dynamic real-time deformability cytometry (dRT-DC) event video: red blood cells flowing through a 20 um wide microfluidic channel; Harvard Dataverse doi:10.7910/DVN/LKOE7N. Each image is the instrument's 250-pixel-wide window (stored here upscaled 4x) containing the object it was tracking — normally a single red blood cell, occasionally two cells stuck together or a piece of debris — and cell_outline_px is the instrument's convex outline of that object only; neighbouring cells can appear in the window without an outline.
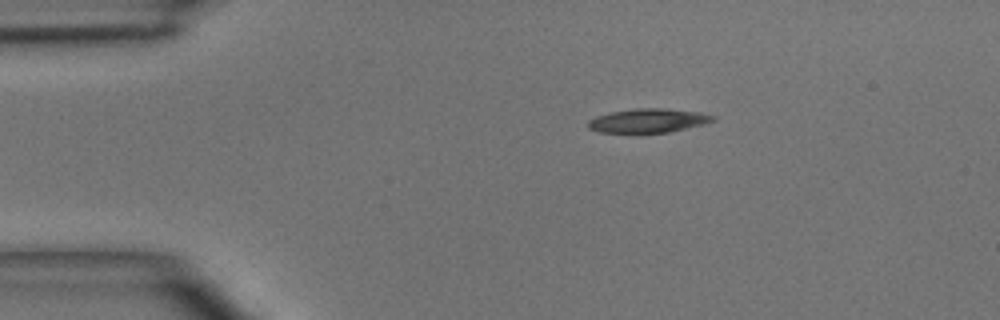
{"species": "common noctule bat (a hibernating species)", "species_latin": "Nyctalus noctula", "temperature_condition": "room temperature", "stored_images_in_passage": 6, "camera_frame_rate_fps": 3000, "um_per_image_px": 0.085, "animal": {"sex": "male", "body_mass_g": 15.6}, "frame": {"image": 1, "passage_image": 6, "time_ms": 5.667, "image_size_px": [1000, 320], "cell_outline_px": [[716, 120], [704, 124], [668, 132], [632, 136], [600, 132], [588, 128], [588, 120], [596, 116], [608, 112], [636, 108], [664, 108], [700, 112], [716, 116]], "centroid_in_image_um": [55.04, 10.29], "position_along_channel_um": 30.0, "area_um2": 18.38}}